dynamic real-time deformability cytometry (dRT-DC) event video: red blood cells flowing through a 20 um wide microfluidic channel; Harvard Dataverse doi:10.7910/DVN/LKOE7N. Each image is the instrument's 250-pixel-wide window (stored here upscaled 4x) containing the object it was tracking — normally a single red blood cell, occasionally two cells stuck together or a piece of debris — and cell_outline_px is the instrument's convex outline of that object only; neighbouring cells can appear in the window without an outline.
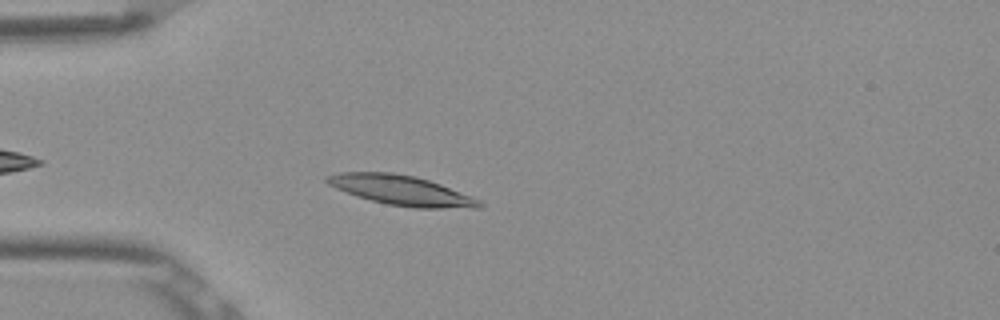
{"species": "Egyptian fruit bat (a non-hibernating species)", "species_latin": "Rousettus aegyptiacus", "temperature_condition": "room temperature", "stored_images_in_passage": 4, "camera_frame_rate_fps": 3000, "um_per_image_px": 0.085, "frame": {"image": 1, "passage_image": 4, "time_ms": 1.0, "image_size_px": [1000, 320], "cell_outline_px": [[484, 208], [416, 208], [388, 204], [356, 196], [336, 188], [328, 184], [324, 180], [324, 176], [340, 172], [392, 172], [416, 176], [440, 184], [472, 196], [480, 200], [484, 204]], "centroid_in_image_um": [34.13, 16.17], "position_along_channel_um": 50.9, "area_um2": 26.53}}